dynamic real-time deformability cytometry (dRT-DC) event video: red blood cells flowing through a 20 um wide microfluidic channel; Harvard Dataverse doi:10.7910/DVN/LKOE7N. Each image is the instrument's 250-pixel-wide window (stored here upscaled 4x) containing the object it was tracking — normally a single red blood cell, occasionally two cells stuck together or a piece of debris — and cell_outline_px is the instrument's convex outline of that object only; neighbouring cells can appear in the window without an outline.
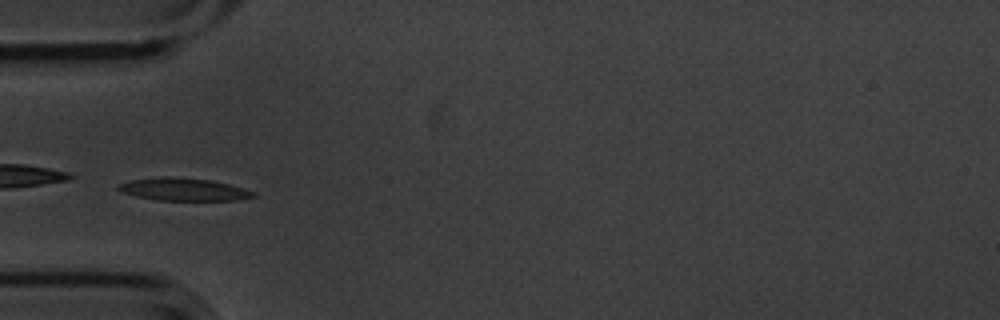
{"species": "common noctule bat (a hibernating species)", "species_latin": "Nyctalus noctula", "temperature_condition": "cold", "stored_images_in_passage": 7, "camera_frame_rate_fps": 3000, "um_per_image_px": 0.085, "animal": {"sex": "male", "body_mass_g": 20.1, "forearm_length_mm": 53.5}, "frame": {"image": 1, "passage_image": 6, "time_ms": 1.667, "image_size_px": [1000, 320], "cell_outline_px": [[256, 196], [236, 200], [156, 200], [136, 196], [120, 192], [116, 188], [116, 184], [132, 180], [164, 176], [168, 176], [212, 180], [228, 184], [256, 192]], "centroid_in_image_um": [15.56, 16.09], "position_along_channel_um": 69.4, "area_um2": 17.8}}
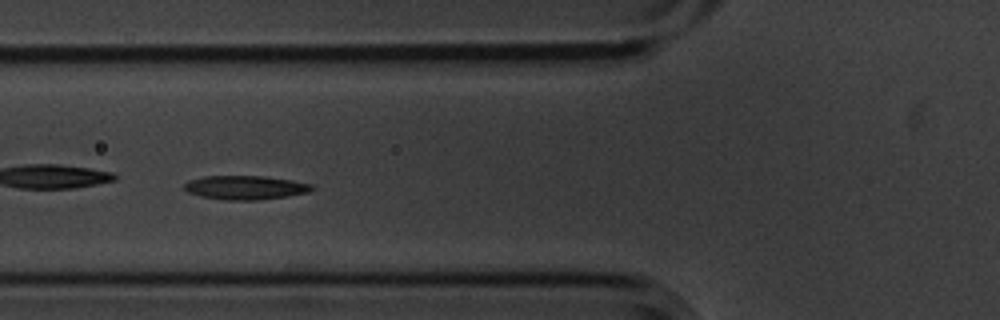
{"frame": {"image": 2, "passage_image": 7, "time_ms": 2.0, "image_size_px": [1000, 320], "cell_outline_px": [[316, 188], [308, 192], [288, 196], [256, 200], [228, 200], [200, 196], [188, 192], [184, 188], [184, 184], [188, 180], [204, 176], [264, 176], [292, 180], [312, 184]], "centroid_in_image_um": [20.87, 15.93], "position_along_channel_um": 104.9, "area_um2": 17.8}}